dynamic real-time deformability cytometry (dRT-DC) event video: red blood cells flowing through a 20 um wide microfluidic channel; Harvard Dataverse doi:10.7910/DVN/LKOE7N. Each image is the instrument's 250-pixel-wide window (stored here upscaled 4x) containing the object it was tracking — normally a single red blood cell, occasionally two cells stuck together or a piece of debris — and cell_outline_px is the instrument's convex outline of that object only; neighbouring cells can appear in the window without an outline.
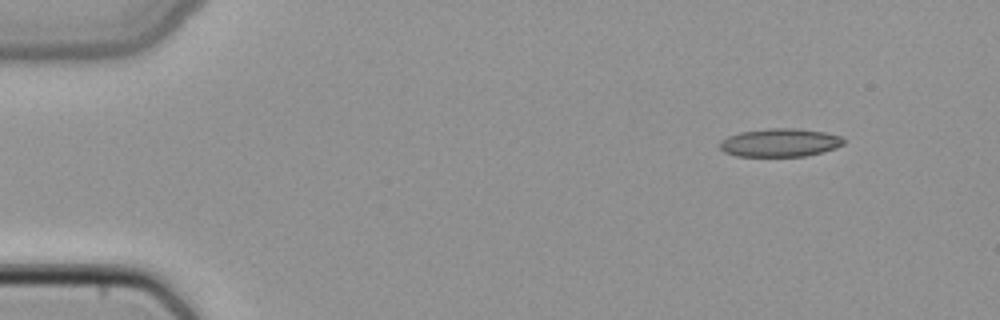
{"species": "common noctule bat (a hibernating species)", "species_latin": "Nyctalus noctula", "temperature_condition": "cold", "stored_images_in_passage": 4, "camera_frame_rate_fps": 3000, "um_per_image_px": 0.085, "animal": {"sex": "female", "body_mass_g": 22.7, "forearm_length_mm": 54.2}, "frame": {"image": 1, "passage_image": 1, "time_ms": 0.0, "image_size_px": [1000, 320], "cell_outline_px": [[844, 144], [836, 148], [804, 156], [736, 156], [724, 152], [720, 148], [720, 140], [728, 136], [740, 132], [768, 128], [796, 128], [824, 132], [840, 136], [844, 140]], "centroid_in_image_um": [66.27, 12.12], "position_along_channel_um": 18.7, "area_um2": 20.35}}
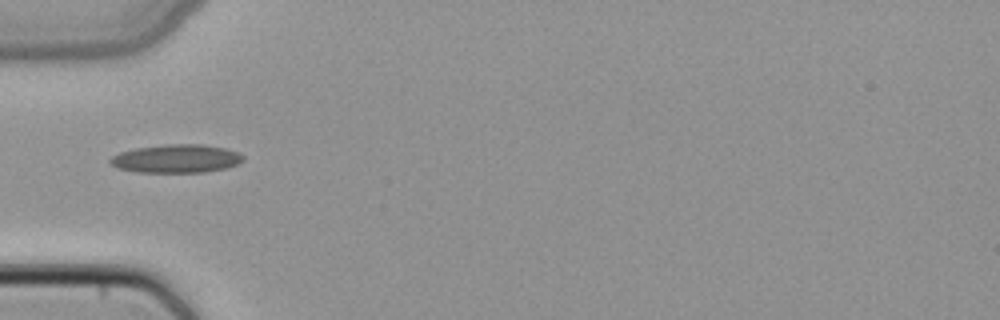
{"frame": {"image": 2, "passage_image": 4, "time_ms": 1.0, "image_size_px": [1000, 320], "cell_outline_px": [[244, 160], [236, 164], [224, 168], [204, 172], [136, 172], [116, 168], [108, 160], [112, 156], [120, 152], [136, 148], [168, 144], [200, 144], [224, 148], [236, 152], [244, 156]], "centroid_in_image_um": [14.95, 13.48], "position_along_channel_um": 70.1, "area_um2": 21.79}}